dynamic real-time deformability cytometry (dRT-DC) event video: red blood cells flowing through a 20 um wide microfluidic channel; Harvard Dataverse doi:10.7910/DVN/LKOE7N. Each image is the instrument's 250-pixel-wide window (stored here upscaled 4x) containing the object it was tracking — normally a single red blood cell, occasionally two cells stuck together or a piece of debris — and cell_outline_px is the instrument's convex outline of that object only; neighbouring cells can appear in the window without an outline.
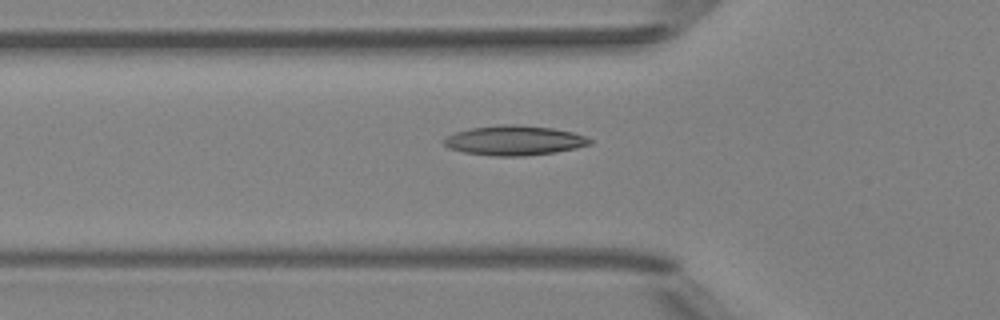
{"species": "Egyptian fruit bat (a non-hibernating species)", "species_latin": "Rousettus aegyptiacus", "temperature_condition": "room temperature", "stored_images_in_passage": 30, "camera_frame_rate_fps": 3000, "um_per_image_px": 0.085, "animal": {"sex": "female"}, "frame": {"image": 1, "passage_image": 3, "time_ms": 0.667, "image_size_px": [1000, 320], "cell_outline_px": [[592, 144], [576, 148], [556, 152], [524, 156], [492, 156], [464, 152], [448, 148], [444, 144], [444, 140], [448, 136], [456, 132], [468, 128], [500, 124], [516, 124], [552, 128], [572, 132], [584, 136], [592, 140]], "centroid_in_image_um": [43.71, 11.93], "position_along_channel_um": 82.1, "area_um2": 25.32}}
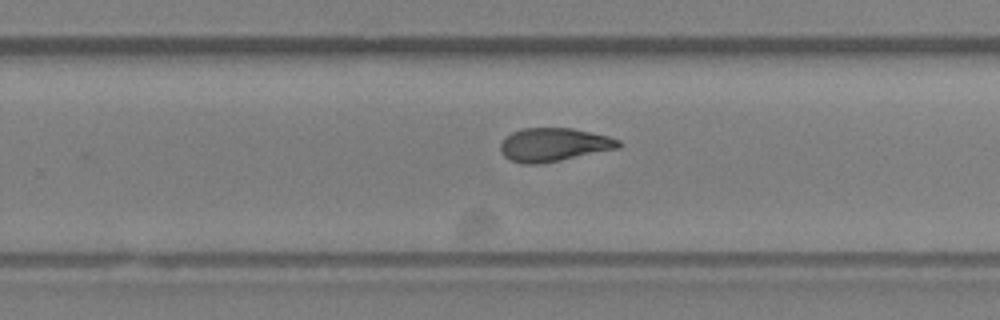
{"frame": {"image": 2, "passage_image": 18, "time_ms": 5.667, "image_size_px": [1000, 320], "cell_outline_px": [[624, 144], [620, 148], [540, 164], [524, 164], [512, 160], [504, 156], [500, 152], [500, 144], [504, 136], [512, 132], [524, 128], [572, 128], [608, 136], [620, 140]], "centroid_in_image_um": [47.07, 12.29], "position_along_channel_um": 282.7, "area_um2": 23.12}}
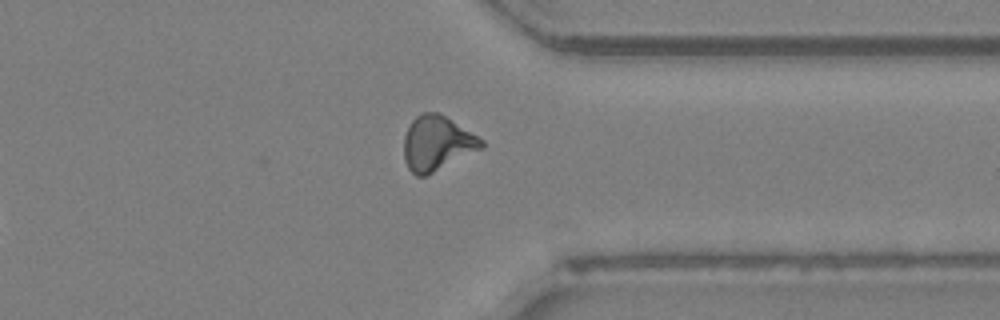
{"frame": {"image": 3, "passage_image": 25, "time_ms": 8.0, "image_size_px": [1000, 320], "cell_outline_px": [[484, 148], [424, 176], [416, 176], [408, 168], [404, 160], [404, 136], [412, 120], [420, 112], [440, 112], [484, 140]], "centroid_in_image_um": [37.15, 12.16], "position_along_channel_um": 374.3, "area_um2": 24.74}, "authors_computed_cell_mechanics": {"area_um2": 22.7443, "velocity_mm_per_s": 4.0325, "shape_relaxation_time_tau1_ms": null, "shape_relaxation_time_tau2_ms": 4.3177, "deformation_change_tau1": null, "deformation_change_tau2": 0.1286}}